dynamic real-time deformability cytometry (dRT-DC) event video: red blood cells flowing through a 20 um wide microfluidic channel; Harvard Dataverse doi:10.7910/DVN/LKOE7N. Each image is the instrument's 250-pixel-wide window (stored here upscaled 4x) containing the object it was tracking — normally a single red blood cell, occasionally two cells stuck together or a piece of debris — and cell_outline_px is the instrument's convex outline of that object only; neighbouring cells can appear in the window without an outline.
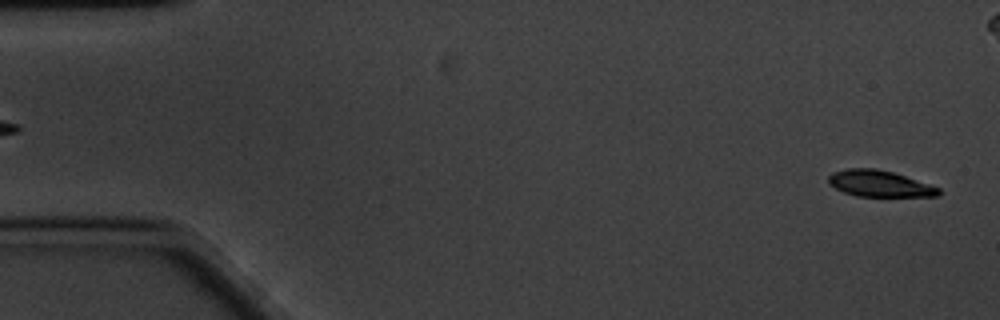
{"species": "common noctule bat (a hibernating species)", "species_latin": "Nyctalus noctula", "temperature_condition": "cold", "stored_images_in_passage": 60, "camera_frame_rate_fps": 3000, "um_per_image_px": 0.085, "animal": {"sex": "male", "body_mass_g": 20.1, "forearm_length_mm": 53.5}, "frame": {"image": 1, "passage_image": 2, "time_ms": 0.333, "image_size_px": [1000, 320], "cell_outline_px": [[944, 192], [940, 196], [856, 196], [844, 192], [828, 184], [828, 176], [832, 172], [848, 168], [876, 168], [892, 172], [940, 188]], "centroid_in_image_um": [74.75, 15.61], "position_along_channel_um": 10.2, "area_um2": 16.88}}
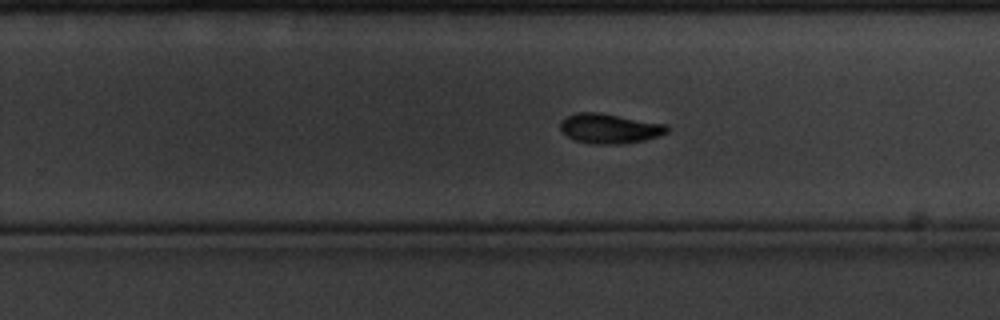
{"frame": {"image": 2, "passage_image": 37, "time_ms": 12.0, "image_size_px": [1000, 320], "cell_outline_px": [[668, 132], [644, 140], [620, 144], [596, 144], [576, 140], [560, 132], [560, 120], [576, 112], [600, 112], [668, 124]], "centroid_in_image_um": [51.8, 10.9], "position_along_channel_um": 278.0, "area_um2": 18.61}}
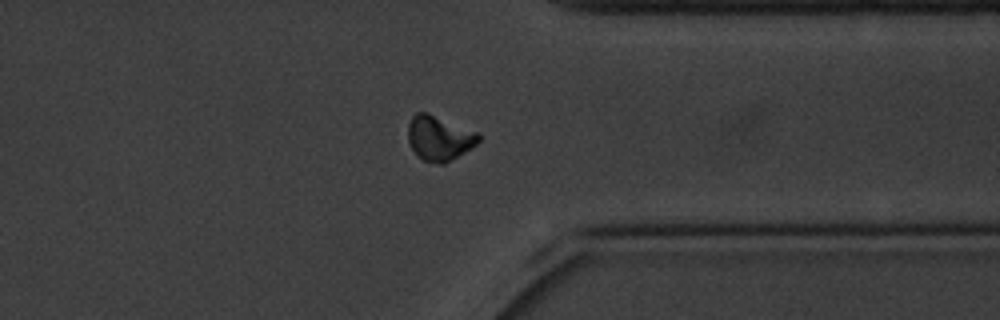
{"frame": {"image": 3, "passage_image": 46, "time_ms": 15.0, "image_size_px": [1000, 320], "cell_outline_px": [[480, 140], [472, 148], [444, 164], [440, 164], [424, 160], [416, 156], [408, 140], [408, 124], [412, 116], [416, 112], [428, 112], [480, 132]], "centroid_in_image_um": [37.35, 11.72], "position_along_channel_um": 374.0, "area_um2": 18.73}, "authors_computed_cell_mechanics": {"area_um2": 18.3226, "velocity_mm_per_s": 3.3298, "shape_relaxation_time_tau1_ms": 2.8646, "shape_relaxation_time_tau2_ms": null, "deformation_change_tau1": 0.121, "deformation_change_tau2": null}}